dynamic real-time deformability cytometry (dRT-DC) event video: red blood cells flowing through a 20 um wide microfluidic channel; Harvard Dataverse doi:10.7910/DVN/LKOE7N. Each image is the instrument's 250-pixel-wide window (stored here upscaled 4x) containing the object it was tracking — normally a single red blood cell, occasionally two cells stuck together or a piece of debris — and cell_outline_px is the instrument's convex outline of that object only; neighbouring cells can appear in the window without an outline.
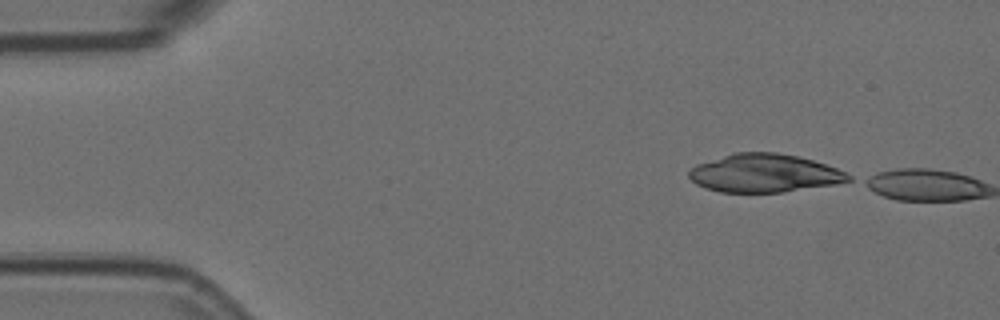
{"species": "Egyptian fruit bat (a non-hibernating species)", "species_latin": "Rousettus aegyptiacus", "temperature_condition": "room temperature", "stored_images_in_passage": 2, "camera_frame_rate_fps": 3000, "um_per_image_px": 0.085, "animal": {"sex": "female"}, "frame": {"image": 1, "passage_image": 1, "time_ms": 0.0, "image_size_px": [1000, 320], "cell_outline_px": [[852, 180], [836, 184], [784, 192], [720, 192], [704, 188], [696, 184], [688, 176], [688, 172], [696, 164], [736, 152], [776, 152], [796, 156], [812, 160], [836, 168], [852, 176]], "centroid_in_image_um": [64.96, 14.73], "position_along_channel_um": 20.0, "area_um2": 35.43}}